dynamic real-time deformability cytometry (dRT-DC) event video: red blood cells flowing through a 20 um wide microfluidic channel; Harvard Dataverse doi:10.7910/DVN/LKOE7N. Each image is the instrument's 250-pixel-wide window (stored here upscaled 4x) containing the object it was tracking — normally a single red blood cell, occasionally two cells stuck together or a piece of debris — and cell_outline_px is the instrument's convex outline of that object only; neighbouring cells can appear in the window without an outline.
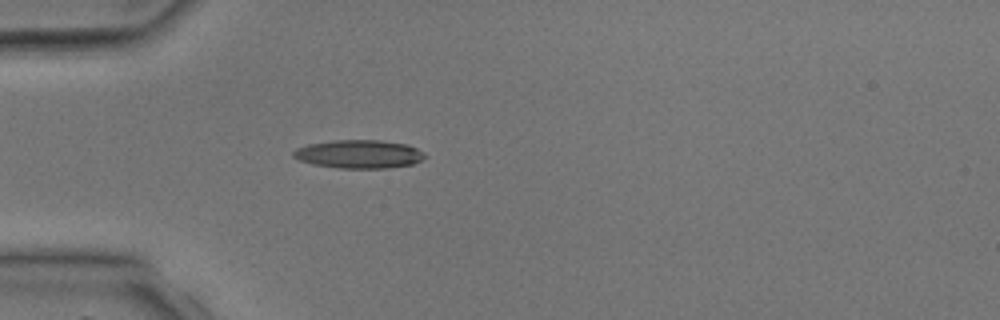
{"species": "common noctule bat (a hibernating species)", "species_latin": "Nyctalus noctula", "temperature_condition": "room temperature", "stored_images_in_passage": 2, "camera_frame_rate_fps": 3000, "um_per_image_px": 0.085, "animal": {"sex": "male", "body_mass_g": 17.9, "forearm_length_mm": 54.2}, "frame": {"image": 1, "passage_image": 2, "time_ms": 1.333, "image_size_px": [1000, 320], "cell_outline_px": [[428, 156], [412, 164], [388, 168], [340, 168], [312, 164], [300, 160], [292, 156], [292, 152], [296, 148], [308, 144], [336, 140], [380, 140], [408, 144], [424, 152]], "centroid_in_image_um": [30.52, 13.09], "position_along_channel_um": 54.5, "area_um2": 21.79}}